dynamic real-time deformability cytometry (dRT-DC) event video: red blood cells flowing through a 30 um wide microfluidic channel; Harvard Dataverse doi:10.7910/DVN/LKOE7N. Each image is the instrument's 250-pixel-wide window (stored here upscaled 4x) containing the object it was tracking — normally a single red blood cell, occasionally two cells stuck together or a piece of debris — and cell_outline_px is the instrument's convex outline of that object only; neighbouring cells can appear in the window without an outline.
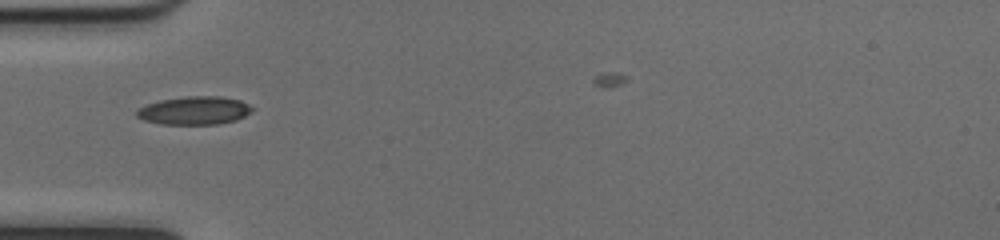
{"species": "common noctule bat (a hibernating species)", "species_latin": "Nyctalus noctula", "temperature_condition": "cold", "stored_images_in_passage": 29, "camera_frame_rate_fps": 3000, "um_per_image_px": 0.085, "animal": {"sex": "female", "body_mass_g": 17.0, "forearm_length_mm": 48.0}, "frame": {"image": 1, "passage_image": 1, "time_ms": 0.0, "image_size_px": [1000, 240], "cell_outline_px": [[252, 112], [236, 120], [216, 124], [160, 124], [144, 120], [136, 116], [136, 112], [140, 108], [148, 104], [160, 100], [188, 96], [220, 96], [240, 100], [248, 104], [252, 108]], "centroid_in_image_um": [16.53, 9.39], "position_along_channel_um": 68.5, "area_um2": 18.84}}
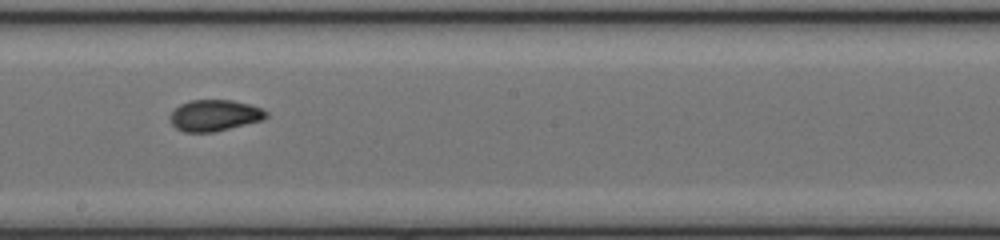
{"frame": {"image": 2, "passage_image": 13, "time_ms": 4.0, "image_size_px": [1000, 240], "cell_outline_px": [[268, 116], [264, 120], [212, 132], [184, 132], [176, 128], [172, 124], [168, 116], [180, 104], [188, 100], [232, 100], [248, 104], [260, 108], [268, 112]], "centroid_in_image_um": [18.22, 9.81], "position_along_channel_um": 230.0, "area_um2": 17.51}}
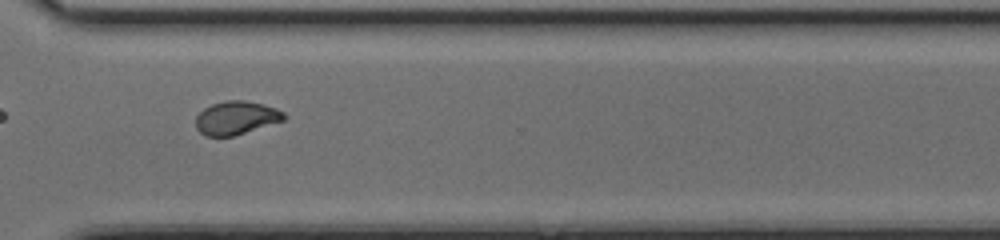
{"frame": {"image": 3, "passage_image": 22, "time_ms": 7.0, "image_size_px": [1000, 240], "cell_outline_px": [[288, 116], [284, 120], [232, 136], [204, 136], [196, 128], [196, 116], [204, 108], [212, 104], [224, 100], [244, 100], [276, 108], [284, 112]], "centroid_in_image_um": [20.06, 10.01], "position_along_channel_um": 350.5, "area_um2": 17.05}}